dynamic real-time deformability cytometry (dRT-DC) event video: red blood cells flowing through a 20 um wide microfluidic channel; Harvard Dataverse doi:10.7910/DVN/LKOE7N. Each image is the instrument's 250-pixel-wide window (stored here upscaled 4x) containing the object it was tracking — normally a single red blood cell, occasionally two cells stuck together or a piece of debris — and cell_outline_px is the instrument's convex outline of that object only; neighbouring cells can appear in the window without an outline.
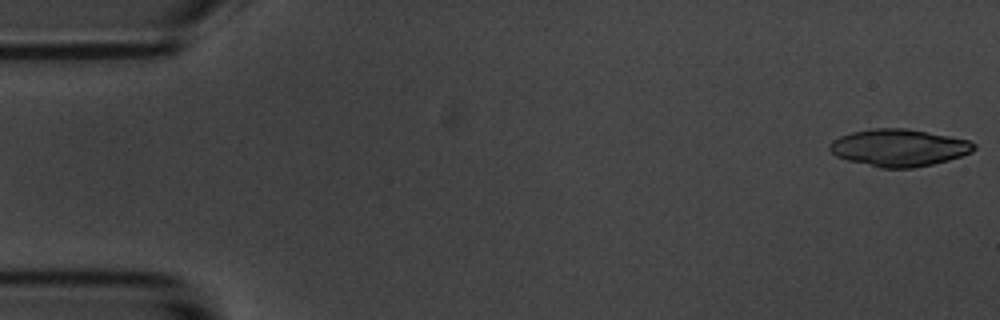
{"species": "common noctule bat (a hibernating species)", "species_latin": "Nyctalus noctula", "temperature_condition": "room temperature", "stored_images_in_passage": 16, "camera_frame_rate_fps": 3000, "um_per_image_px": 0.085, "animal": {"sex": "male", "body_mass_g": 20.1, "forearm_length_mm": 53.5}, "frame": {"image": 1, "passage_image": 1, "time_ms": 0.0, "image_size_px": [1000, 320], "cell_outline_px": [[976, 148], [972, 152], [948, 160], [932, 164], [912, 168], [880, 168], [848, 160], [836, 156], [828, 148], [828, 144], [832, 140], [840, 136], [852, 132], [876, 128], [904, 128], [948, 136], [968, 140], [976, 144]], "centroid_in_image_um": [76.39, 12.56], "position_along_channel_um": 8.6, "area_um2": 31.1}}